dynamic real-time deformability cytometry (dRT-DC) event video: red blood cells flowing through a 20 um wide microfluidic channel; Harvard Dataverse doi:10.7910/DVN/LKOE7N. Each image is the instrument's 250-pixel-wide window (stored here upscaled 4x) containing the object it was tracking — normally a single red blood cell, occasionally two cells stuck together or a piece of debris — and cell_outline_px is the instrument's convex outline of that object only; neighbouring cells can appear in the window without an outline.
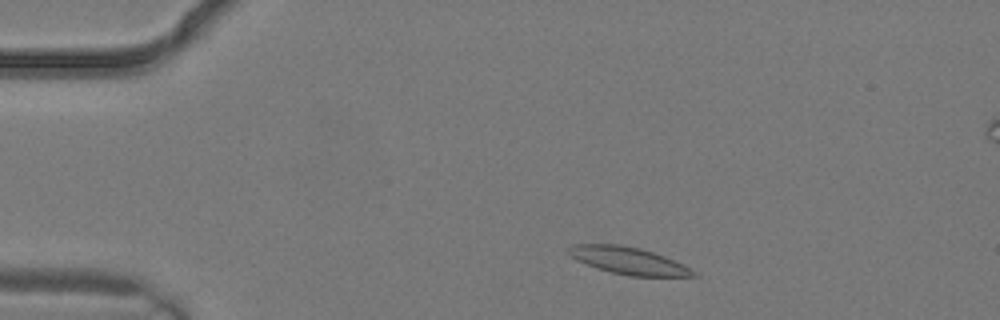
{"species": "common noctule bat (a hibernating species)", "species_latin": "Nyctalus noctula", "temperature_condition": "warm", "stored_images_in_passage": 3, "camera_frame_rate_fps": 3000, "um_per_image_px": 0.085, "animal": {"sex": "male", "body_mass_g": 19.2, "forearm_length_mm": 51.8}, "frame": {"image": 1, "passage_image": 1, "time_ms": 0.0, "image_size_px": [1000, 320], "cell_outline_px": [[700, 276], [628, 276], [596, 268], [572, 256], [568, 252], [568, 248], [576, 244], [620, 244], [640, 248], [664, 256], [684, 264], [696, 272]], "centroid_in_image_um": [53.47, 22.16], "position_along_channel_um": 31.5, "area_um2": 19.48}}